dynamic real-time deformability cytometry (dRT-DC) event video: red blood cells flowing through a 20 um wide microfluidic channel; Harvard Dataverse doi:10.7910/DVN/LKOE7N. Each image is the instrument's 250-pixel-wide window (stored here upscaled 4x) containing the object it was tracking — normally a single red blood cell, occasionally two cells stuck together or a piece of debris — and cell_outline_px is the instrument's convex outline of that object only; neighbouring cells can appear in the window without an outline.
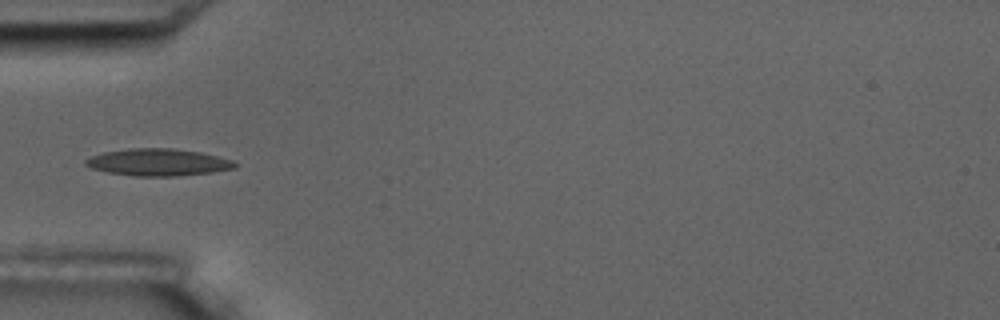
{"species": "common noctule bat (a hibernating species)", "species_latin": "Nyctalus noctula", "temperature_condition": "room temperature", "stored_images_in_passage": 16, "camera_frame_rate_fps": 3000, "um_per_image_px": 0.085, "animal": {"sex": "male", "body_mass_g": 17.5, "forearm_length_mm": 52.3}, "frame": {"image": 1, "passage_image": 5, "time_ms": 4.667, "image_size_px": [1000, 320], "cell_outline_px": [[236, 168], [212, 172], [176, 176], [132, 176], [108, 172], [92, 168], [84, 164], [84, 160], [92, 156], [104, 152], [132, 148], [172, 148], [200, 152], [232, 160], [236, 164]], "centroid_in_image_um": [13.43, 13.79], "position_along_channel_um": 71.6, "area_um2": 23.41}}
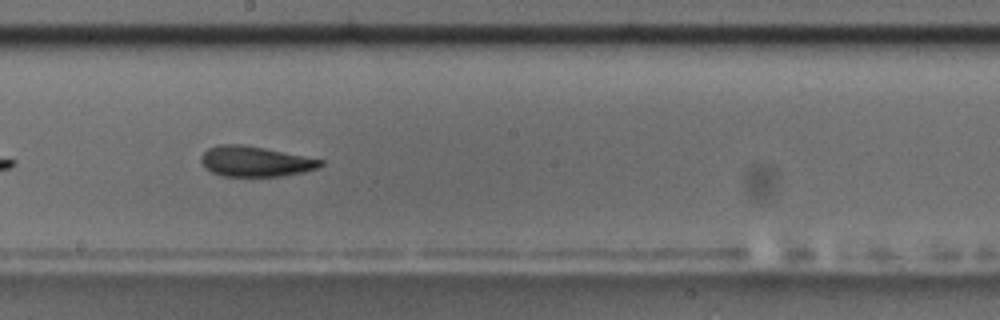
{"frame": {"image": 2, "passage_image": 9, "time_ms": 9.0, "image_size_px": [1000, 320], "cell_outline_px": [[324, 164], [316, 168], [304, 172], [284, 176], [220, 176], [204, 168], [200, 160], [200, 156], [208, 148], [220, 144], [240, 144], [264, 148], [324, 160]], "centroid_in_image_um": [21.66, 13.73], "position_along_channel_um": 226.5, "area_um2": 21.15}}
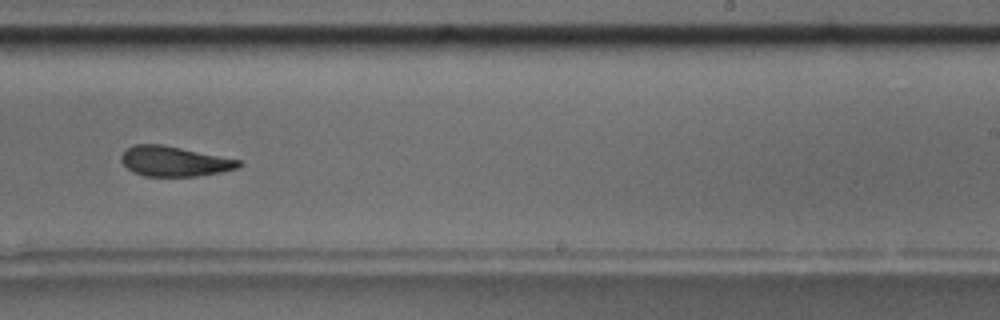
{"frame": {"image": 3, "passage_image": 10, "time_ms": 10.333, "image_size_px": [1000, 320], "cell_outline_px": [[244, 164], [236, 168], [220, 172], [196, 176], [144, 176], [128, 168], [120, 160], [120, 156], [132, 144], [164, 144], [240, 160]], "centroid_in_image_um": [14.81, 13.7], "position_along_channel_um": 274.2, "area_um2": 20.46}, "authors_computed_cell_mechanics": {"area_um2": 22.3975, "velocity_mm_per_s": 3.5857, "shape_relaxation_time_tau1_ms": null, "shape_relaxation_time_tau2_ms": 4.6559, "deformation_change_tau1": null, "deformation_change_tau2": 0.1233}}